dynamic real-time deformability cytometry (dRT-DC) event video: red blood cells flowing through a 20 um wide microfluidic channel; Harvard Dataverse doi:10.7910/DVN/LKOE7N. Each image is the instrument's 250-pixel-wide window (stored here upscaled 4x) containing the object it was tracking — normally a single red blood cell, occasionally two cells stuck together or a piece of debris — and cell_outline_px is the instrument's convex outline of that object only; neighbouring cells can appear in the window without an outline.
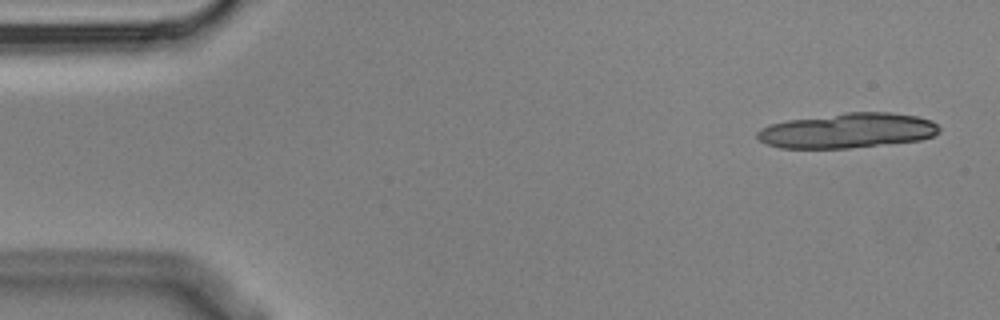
{"species": "Egyptian fruit bat (a non-hibernating species)", "species_latin": "Rousettus aegyptiacus", "temperature_condition": "cold", "stored_images_in_passage": 4, "camera_frame_rate_fps": 3000, "um_per_image_px": 0.085, "animal": {"sex": "male"}, "frame": {"image": 1, "passage_image": 1, "time_ms": 0.0, "image_size_px": [1000, 320], "cell_outline_px": [[940, 132], [932, 136], [920, 140], [848, 148], [780, 148], [768, 144], [760, 140], [756, 136], [756, 132], [760, 128], [768, 124], [788, 120], [844, 112], [892, 112], [916, 116], [932, 120], [940, 128]], "centroid_in_image_um": [72.03, 11.09], "position_along_channel_um": 13.0, "area_um2": 37.17}}
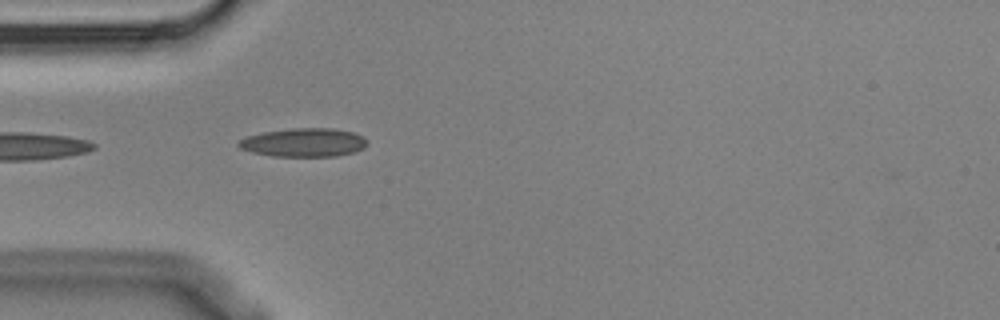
{"frame": {"image": 2, "passage_image": 4, "time_ms": 1.0, "image_size_px": [1000, 320], "cell_outline_px": [[368, 144], [364, 148], [356, 152], [336, 156], [272, 156], [252, 152], [240, 148], [236, 144], [240, 140], [248, 136], [264, 132], [292, 128], [332, 128], [352, 132], [364, 136], [368, 140]], "centroid_in_image_um": [25.87, 12.11], "position_along_channel_um": 59.1, "area_um2": 21.5}}